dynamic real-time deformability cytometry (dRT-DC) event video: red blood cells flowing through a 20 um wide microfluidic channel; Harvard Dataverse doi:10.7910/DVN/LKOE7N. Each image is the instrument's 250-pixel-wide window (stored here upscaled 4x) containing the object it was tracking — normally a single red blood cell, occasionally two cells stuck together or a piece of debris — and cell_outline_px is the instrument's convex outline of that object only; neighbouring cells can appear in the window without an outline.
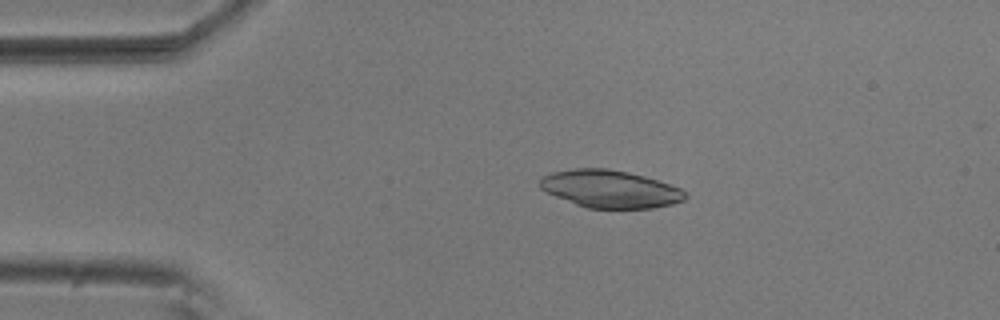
{"species": "common noctule bat (a hibernating species)", "species_latin": "Nyctalus noctula", "temperature_condition": "room temperature", "stored_images_in_passage": 2, "camera_frame_rate_fps": 3000, "um_per_image_px": 0.085, "animal": {"sex": "male", "body_mass_g": 20.5, "forearm_length_mm": 52.5}, "frame": {"image": 1, "passage_image": 1, "time_ms": 0.0, "image_size_px": [1000, 320], "cell_outline_px": [[688, 196], [684, 200], [672, 204], [652, 208], [588, 208], [576, 204], [556, 196], [540, 188], [540, 176], [552, 172], [572, 168], [608, 168], [628, 172], [644, 176], [680, 188]], "centroid_in_image_um": [51.84, 16.05], "position_along_channel_um": 33.2, "area_um2": 31.67}}